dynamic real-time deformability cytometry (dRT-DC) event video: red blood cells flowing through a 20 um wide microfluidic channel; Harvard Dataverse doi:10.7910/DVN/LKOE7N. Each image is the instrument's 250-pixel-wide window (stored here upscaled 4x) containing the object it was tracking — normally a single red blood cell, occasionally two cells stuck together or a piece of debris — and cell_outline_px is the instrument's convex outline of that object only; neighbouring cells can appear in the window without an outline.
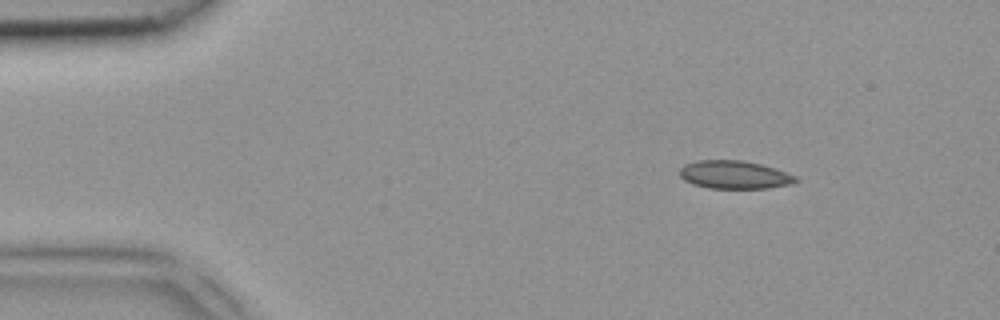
{"species": "common noctule bat (a hibernating species)", "species_latin": "Nyctalus noctula", "temperature_condition": "room temperature", "stored_images_in_passage": 2, "camera_frame_rate_fps": 3000, "um_per_image_px": 0.085, "animal": {"sex": "female", "body_mass_g": 18.4}, "frame": {"image": 1, "passage_image": 1, "time_ms": 0.0, "image_size_px": [1000, 320], "cell_outline_px": [[800, 180], [792, 184], [768, 188], [708, 188], [692, 184], [684, 180], [680, 176], [680, 168], [684, 164], [696, 160], [744, 160], [760, 164], [796, 176]], "centroid_in_image_um": [62.4, 14.85], "position_along_channel_um": 22.6, "area_um2": 19.02}}